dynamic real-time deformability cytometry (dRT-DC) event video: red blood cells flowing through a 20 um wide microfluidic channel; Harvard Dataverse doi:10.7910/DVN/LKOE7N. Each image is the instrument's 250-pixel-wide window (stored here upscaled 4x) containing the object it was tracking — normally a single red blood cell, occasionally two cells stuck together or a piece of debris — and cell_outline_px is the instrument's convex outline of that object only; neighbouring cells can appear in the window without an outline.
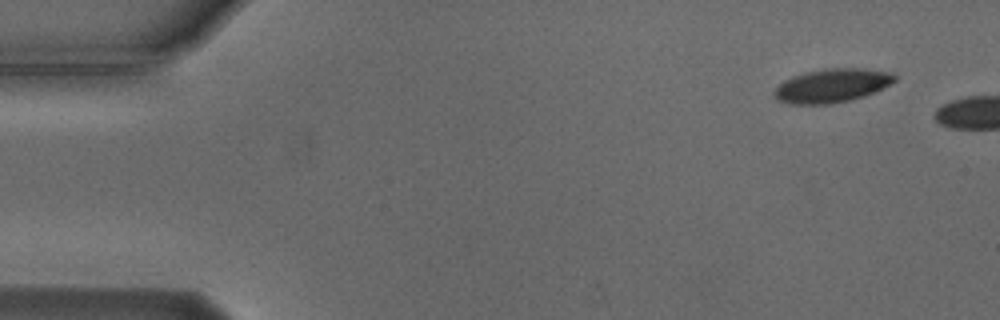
{"species": "Egyptian fruit bat (a non-hibernating species)", "species_latin": "Rousettus aegyptiacus", "temperature_condition": "cold", "stored_images_in_passage": 4, "camera_frame_rate_fps": 3000, "um_per_image_px": 0.085, "animal": {"sex": "male"}, "frame": {"image": 1, "passage_image": 1, "time_ms": 0.0, "image_size_px": [1000, 320], "cell_outline_px": [[896, 80], [876, 92], [864, 96], [848, 100], [828, 104], [792, 104], [776, 100], [772, 92], [784, 80], [792, 76], [804, 72], [824, 68], [864, 68], [892, 72], [896, 76]], "centroid_in_image_um": [70.71, 7.26], "position_along_channel_um": 14.3, "area_um2": 23.81}}